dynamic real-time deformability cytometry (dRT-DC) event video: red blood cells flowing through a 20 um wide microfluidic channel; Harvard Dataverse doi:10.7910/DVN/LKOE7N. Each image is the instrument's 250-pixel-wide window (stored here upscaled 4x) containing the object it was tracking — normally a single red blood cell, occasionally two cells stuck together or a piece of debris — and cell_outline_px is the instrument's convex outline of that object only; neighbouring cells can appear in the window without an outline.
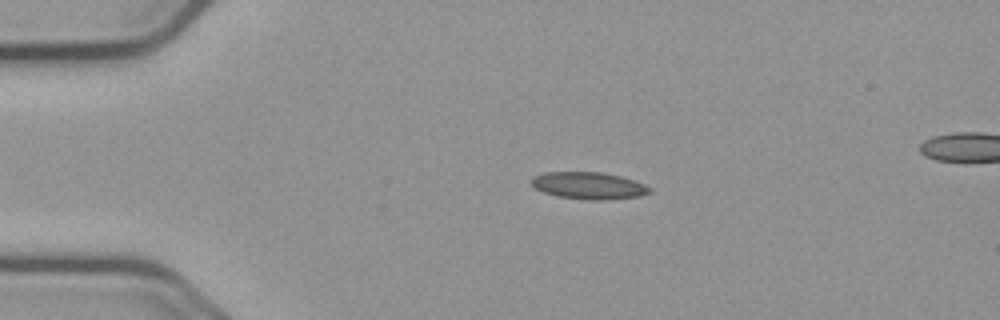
{"species": "common noctule bat (a hibernating species)", "species_latin": "Nyctalus noctula", "temperature_condition": "cold", "stored_images_in_passage": 45, "camera_frame_rate_fps": 3000, "um_per_image_px": 0.085, "animal": {"sex": "male", "body_mass_g": 23.1, "forearm_length_mm": 52.7}, "frame": {"image": 1, "passage_image": 1, "time_ms": 0.0, "image_size_px": [1000, 320], "cell_outline_px": [[652, 192], [636, 196], [600, 200], [588, 200], [556, 196], [544, 192], [536, 188], [532, 184], [532, 176], [544, 172], [600, 172], [620, 176], [644, 184], [652, 188]], "centroid_in_image_um": [50.02, 15.77], "position_along_channel_um": 35.0, "area_um2": 18.44}}
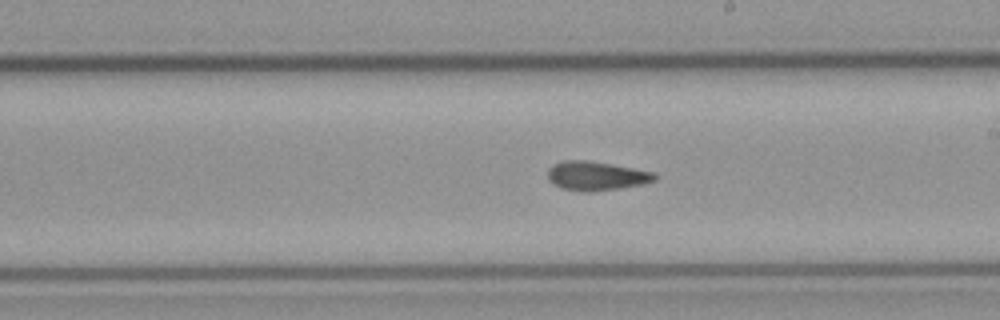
{"frame": {"image": 2, "passage_image": 21, "time_ms": 6.667, "image_size_px": [1000, 320], "cell_outline_px": [[656, 176], [652, 180], [640, 184], [620, 188], [592, 192], [580, 192], [560, 188], [552, 184], [548, 180], [548, 168], [552, 164], [564, 160], [588, 160], [632, 168], [652, 172]], "centroid_in_image_um": [50.56, 14.96], "position_along_channel_um": 238.4, "area_um2": 18.03}}
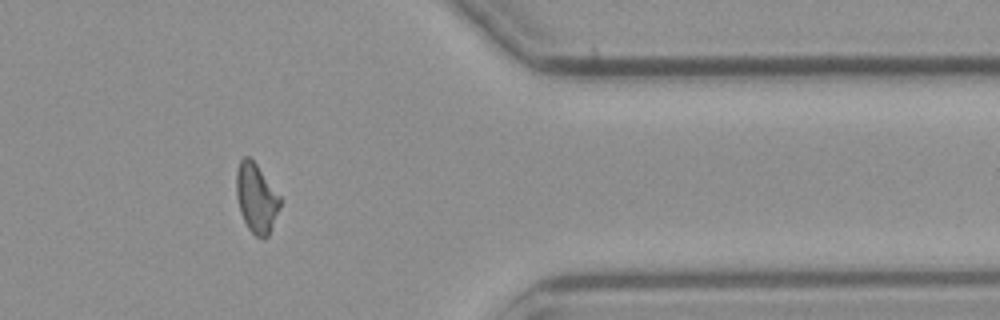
{"frame": {"image": 3, "passage_image": 35, "time_ms": 11.333, "image_size_px": [1000, 320], "cell_outline_px": [[280, 204], [268, 236], [264, 240], [256, 236], [248, 228], [240, 212], [236, 196], [236, 172], [240, 160], [244, 156], [248, 156], [256, 164], [280, 196]], "centroid_in_image_um": [21.76, 16.84], "position_along_channel_um": 389.6, "area_um2": 17.4}}